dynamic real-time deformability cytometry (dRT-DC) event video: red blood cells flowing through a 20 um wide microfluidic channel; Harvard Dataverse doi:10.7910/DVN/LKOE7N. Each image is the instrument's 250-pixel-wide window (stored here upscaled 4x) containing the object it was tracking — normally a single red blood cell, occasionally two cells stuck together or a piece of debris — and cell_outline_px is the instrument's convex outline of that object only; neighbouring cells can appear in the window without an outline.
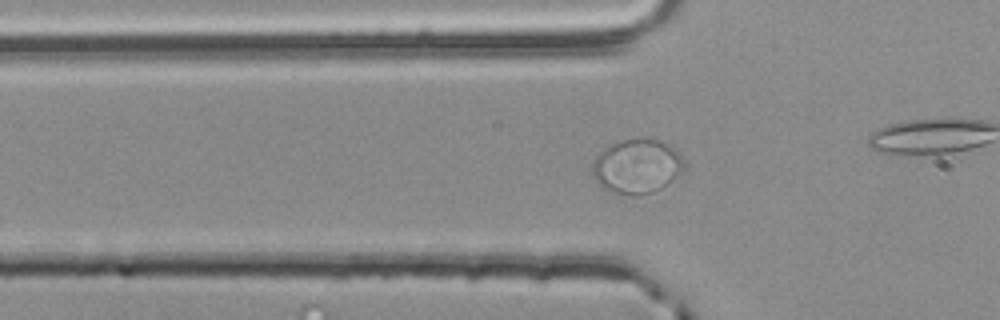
{"species": "common noctule bat (a hibernating species)", "species_latin": "Nyctalus noctula", "temperature_condition": "room temperature", "stored_images_in_passage": 32, "camera_frame_rate_fps": 3000, "um_per_image_px": 0.085, "animal": {"sex": "male", "body_mass_g": 20.4}, "frame": {"image": 1, "passage_image": 19, "time_ms": 6.0, "image_size_px": [1000, 320], "cell_outline_px": [[684, 164], [660, 188], [652, 192], [616, 192], [604, 188], [592, 176], [592, 164], [596, 156], [600, 152], [612, 144], [620, 140], [656, 140], [672, 148], [684, 160]], "centroid_in_image_um": [54.04, 14.1], "position_along_channel_um": 71.8, "area_um2": 27.17}}
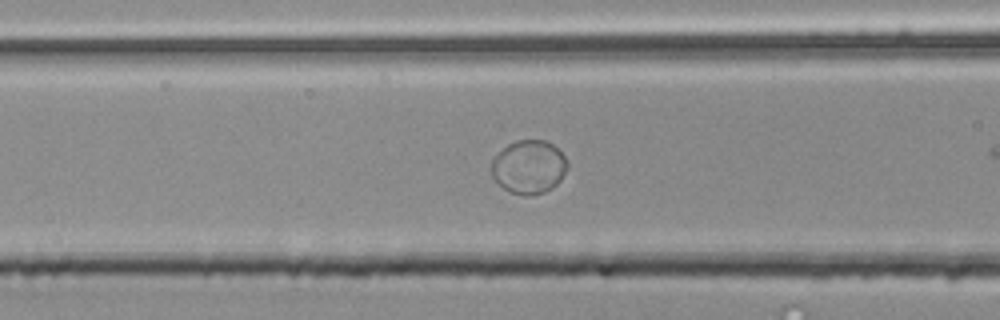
{"frame": {"image": 2, "passage_image": 23, "time_ms": 7.333, "image_size_px": [1000, 320], "cell_outline_px": [[568, 164], [560, 180], [552, 188], [544, 192], [528, 196], [524, 196], [512, 192], [504, 188], [492, 176], [488, 168], [492, 160], [508, 144], [516, 140], [544, 140], [552, 144], [564, 156]], "centroid_in_image_um": [44.92, 14.19], "position_along_channel_um": 121.7, "area_um2": 23.52}}